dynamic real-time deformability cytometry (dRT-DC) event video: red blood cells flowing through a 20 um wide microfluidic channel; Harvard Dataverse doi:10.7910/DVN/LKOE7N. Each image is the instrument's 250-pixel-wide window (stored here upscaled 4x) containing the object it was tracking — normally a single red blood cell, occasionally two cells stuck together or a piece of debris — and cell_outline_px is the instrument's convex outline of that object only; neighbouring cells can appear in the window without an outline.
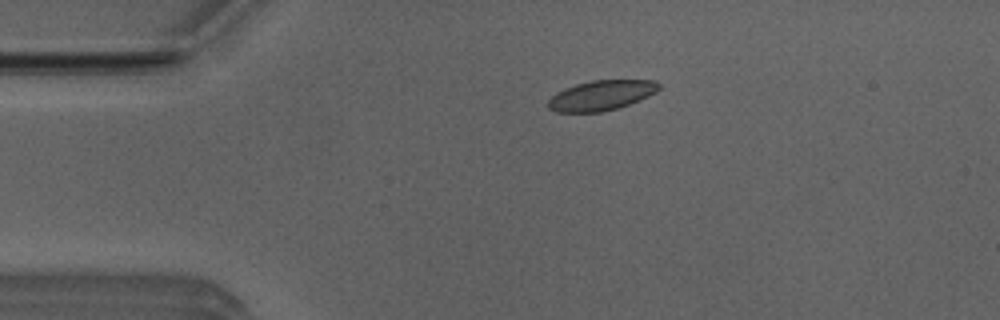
{"species": "Egyptian fruit bat (a non-hibernating species)", "species_latin": "Rousettus aegyptiacus", "temperature_condition": "room temperature", "stored_images_in_passage": 4, "camera_frame_rate_fps": 3000, "um_per_image_px": 0.085, "animal": {"sex": "male"}, "frame": {"image": 1, "passage_image": 3, "time_ms": 0.667, "image_size_px": [1000, 320], "cell_outline_px": [[660, 88], [656, 92], [648, 96], [628, 104], [616, 108], [600, 112], [556, 112], [548, 108], [548, 100], [556, 92], [564, 88], [576, 84], [592, 80], [656, 80], [660, 84]], "centroid_in_image_um": [51.09, 8.1], "position_along_channel_um": 33.9, "area_um2": 19.31}}